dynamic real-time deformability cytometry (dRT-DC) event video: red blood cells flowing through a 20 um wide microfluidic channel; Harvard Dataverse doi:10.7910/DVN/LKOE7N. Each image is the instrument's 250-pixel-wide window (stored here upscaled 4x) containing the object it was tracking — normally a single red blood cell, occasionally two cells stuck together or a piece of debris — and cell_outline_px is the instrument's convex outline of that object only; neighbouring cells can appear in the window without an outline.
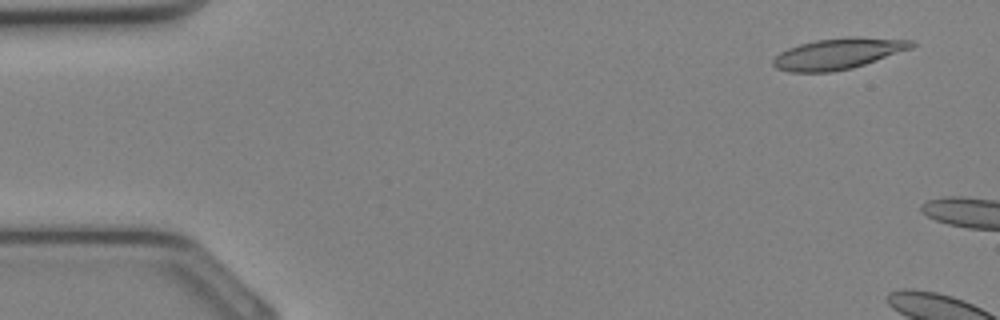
{"species": "Egyptian fruit bat (a non-hibernating species)", "species_latin": "Rousettus aegyptiacus", "temperature_condition": "cold", "stored_images_in_passage": 4, "camera_frame_rate_fps": 3000, "um_per_image_px": 0.085, "animal": {"sex": "female"}, "frame": {"image": 1, "passage_image": 2, "time_ms": 0.333, "image_size_px": [1000, 320], "cell_outline_px": [[916, 44], [912, 48], [852, 68], [832, 72], [788, 72], [776, 68], [772, 64], [772, 60], [780, 52], [788, 48], [800, 44], [816, 40], [848, 36], [856, 36], [912, 40]], "centroid_in_image_um": [71.23, 4.56], "position_along_channel_um": 13.8, "area_um2": 25.03}}